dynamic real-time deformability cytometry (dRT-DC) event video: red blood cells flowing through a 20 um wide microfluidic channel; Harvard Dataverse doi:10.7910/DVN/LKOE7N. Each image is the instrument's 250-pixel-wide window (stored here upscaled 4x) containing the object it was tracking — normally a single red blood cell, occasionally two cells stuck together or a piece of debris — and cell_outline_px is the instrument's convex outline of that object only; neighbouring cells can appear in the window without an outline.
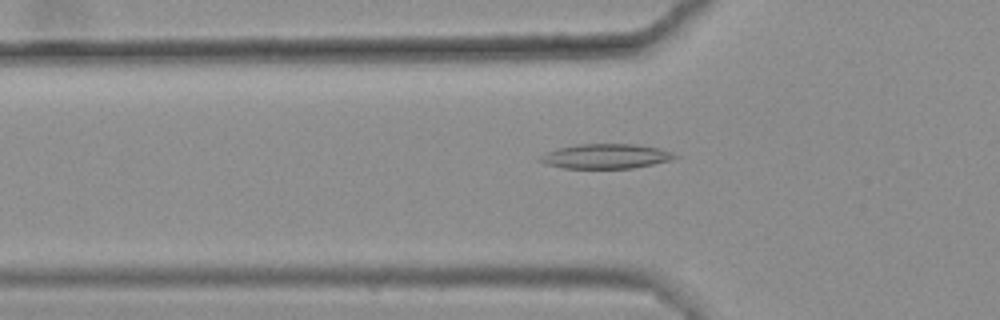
{"species": "common noctule bat (a hibernating species)", "species_latin": "Nyctalus noctula", "temperature_condition": "warm", "stored_images_in_passage": 35, "camera_frame_rate_fps": 3000, "um_per_image_px": 0.085, "animal": {"sex": "female", "body_mass_g": 25.1}, "frame": {"image": 1, "passage_image": 4, "time_ms": 1.0, "image_size_px": [1000, 320], "cell_outline_px": [[680, 156], [668, 160], [652, 164], [632, 168], [560, 168], [544, 164], [536, 160], [544, 152], [556, 148], [576, 144], [636, 144], [660, 148], [672, 152]], "centroid_in_image_um": [51.41, 13.27], "position_along_channel_um": 74.4, "area_um2": 19.59}}
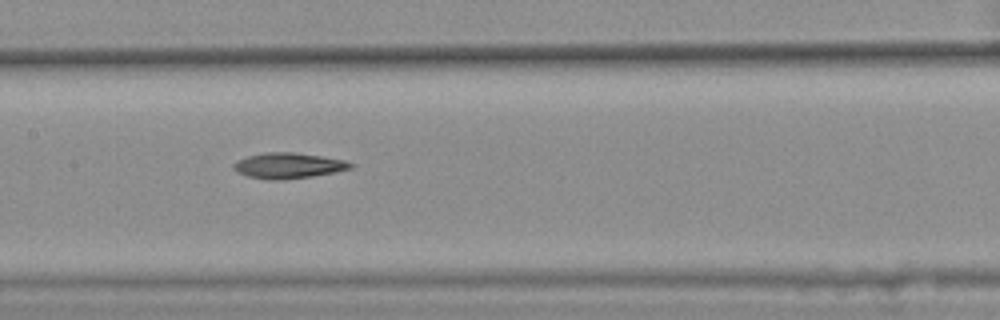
{"frame": {"image": 2, "passage_image": 13, "time_ms": 4.0, "image_size_px": [1000, 320], "cell_outline_px": [[352, 168], [336, 172], [312, 176], [280, 180], [272, 180], [248, 176], [232, 168], [232, 164], [236, 160], [248, 156], [264, 152], [296, 152], [344, 160], [352, 164]], "centroid_in_image_um": [24.49, 14.07], "position_along_channel_um": 182.9, "area_um2": 17.34}}
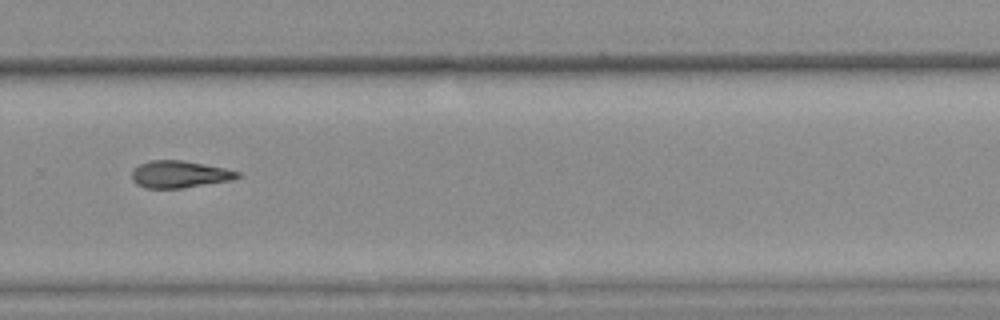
{"frame": {"image": 3, "passage_image": 24, "time_ms": 7.667, "image_size_px": [1000, 320], "cell_outline_px": [[240, 176], [232, 180], [180, 188], [144, 188], [136, 184], [132, 180], [132, 172], [140, 164], [148, 160], [184, 160], [224, 168], [240, 172]], "centroid_in_image_um": [15.24, 14.81], "position_along_channel_um": 314.6, "area_um2": 16.59}}